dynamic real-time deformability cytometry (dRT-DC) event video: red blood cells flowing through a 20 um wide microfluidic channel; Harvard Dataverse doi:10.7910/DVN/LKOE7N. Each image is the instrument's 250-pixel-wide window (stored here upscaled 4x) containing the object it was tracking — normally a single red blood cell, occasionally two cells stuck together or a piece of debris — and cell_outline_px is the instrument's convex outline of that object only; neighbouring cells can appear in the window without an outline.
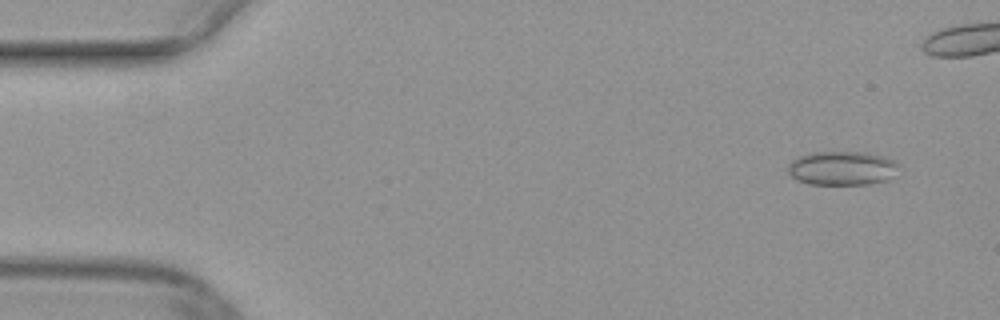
{"species": "common noctule bat (a hibernating species)", "species_latin": "Nyctalus noctula", "temperature_condition": "warm", "stored_images_in_passage": 41, "camera_frame_rate_fps": 3000, "um_per_image_px": 0.085, "animal": {"sex": "female", "body_mass_g": 29.2, "forearm_length_mm": 56.3}, "frame": {"image": 1, "passage_image": 1, "time_ms": 0.0, "image_size_px": [1000, 320], "cell_outline_px": [[900, 164], [888, 180], [868, 184], [808, 184], [796, 180], [788, 172], [788, 164], [792, 160], [800, 156], [812, 152], [864, 152], [884, 156], [896, 160]], "centroid_in_image_um": [71.58, 14.29], "position_along_channel_um": 13.4, "area_um2": 22.02}}
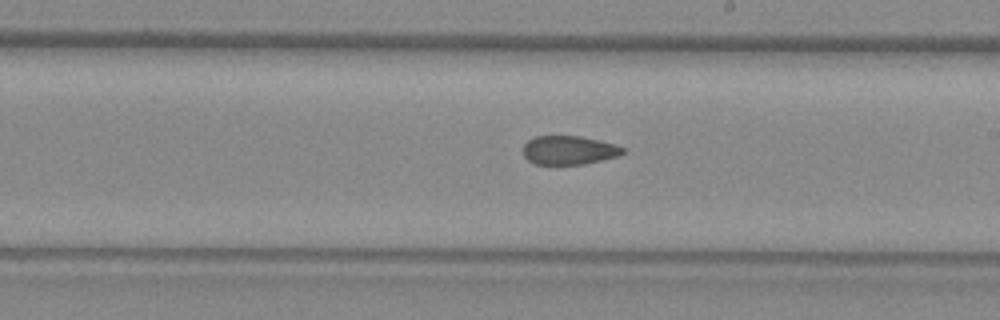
{"frame": {"image": 2, "passage_image": 26, "time_ms": 8.333, "image_size_px": [1000, 320], "cell_outline_px": [[628, 148], [620, 156], [584, 164], [536, 164], [528, 160], [524, 156], [524, 144], [528, 140], [536, 136], [580, 136], [616, 144]], "centroid_in_image_um": [48.41, 12.76], "position_along_channel_um": 240.6, "area_um2": 16.82}}
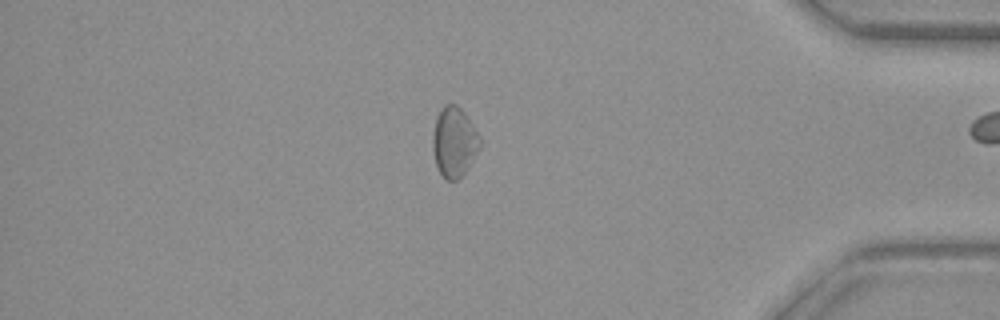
{"frame": {"image": 3, "passage_image": 40, "time_ms": 13.0, "image_size_px": [1000, 320], "cell_outline_px": [[480, 148], [464, 172], [456, 180], [444, 180], [436, 164], [432, 148], [432, 136], [436, 116], [440, 108], [444, 104], [456, 104], [464, 112], [480, 136]], "centroid_in_image_um": [38.58, 12.04], "position_along_channel_um": 396.6, "area_um2": 19.19}}